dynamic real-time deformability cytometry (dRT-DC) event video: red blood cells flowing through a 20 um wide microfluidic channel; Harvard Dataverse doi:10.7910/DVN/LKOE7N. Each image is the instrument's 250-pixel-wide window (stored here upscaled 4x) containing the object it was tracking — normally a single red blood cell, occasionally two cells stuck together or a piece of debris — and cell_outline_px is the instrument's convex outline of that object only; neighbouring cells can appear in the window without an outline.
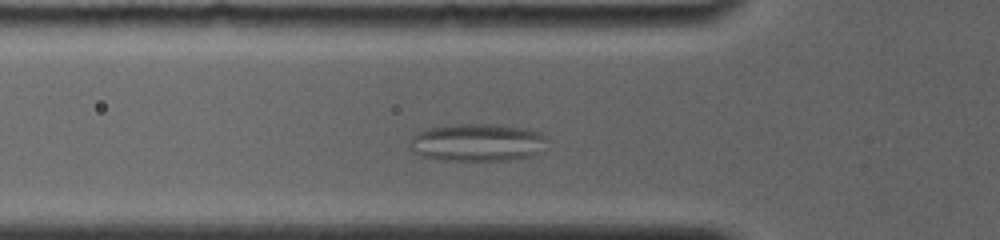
{"species": "common noctule bat (a hibernating species)", "species_latin": "Nyctalus noctula", "temperature_condition": "room temperature", "stored_images_in_passage": 54, "camera_frame_rate_fps": 4000, "um_per_image_px": 0.085, "animal": {"sex": "female", "body_mass_g": 19.0, "forearm_length_mm": 56.7}, "frame": {"image": 1, "passage_image": 11, "time_ms": 2.5, "image_size_px": [1000, 240], "cell_outline_px": [[548, 140], [544, 152], [532, 156], [508, 160], [444, 160], [424, 156], [412, 152], [408, 148], [408, 144], [412, 136], [416, 132], [428, 128], [448, 124], [496, 124], [528, 128], [540, 132], [548, 136]], "centroid_in_image_um": [40.62, 12.1], "position_along_channel_um": 85.2, "area_um2": 30.92}}
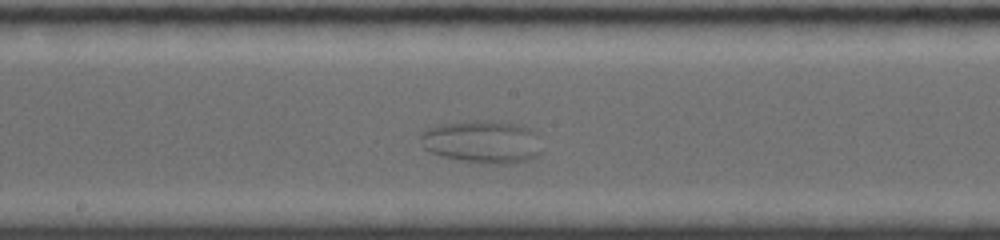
{"frame": {"image": 2, "passage_image": 26, "time_ms": 6.25, "image_size_px": [1000, 240], "cell_outline_px": [[540, 156], [532, 160], [508, 164], [484, 164], [460, 160], [440, 156], [424, 148], [420, 140], [420, 136], [424, 128], [440, 124], [472, 120], [492, 120], [520, 124], [532, 128], [536, 132], [540, 152]], "centroid_in_image_um": [41.01, 12.05], "position_along_channel_um": 207.2, "area_um2": 30.92}}
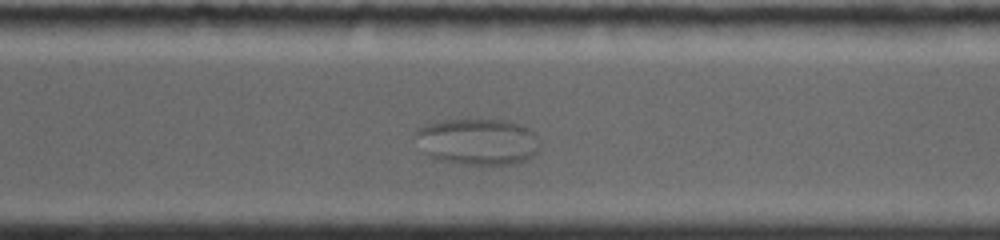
{"frame": {"image": 3, "passage_image": 41, "time_ms": 10.0, "image_size_px": [1000, 240], "cell_outline_px": [[536, 152], [532, 156], [524, 160], [508, 164], [460, 164], [440, 160], [424, 152], [416, 136], [416, 128], [424, 124], [444, 120], [504, 120], [528, 128], [532, 132], [536, 148]], "centroid_in_image_um": [40.52, 12.03], "position_along_channel_um": 330.1, "area_um2": 32.71}}